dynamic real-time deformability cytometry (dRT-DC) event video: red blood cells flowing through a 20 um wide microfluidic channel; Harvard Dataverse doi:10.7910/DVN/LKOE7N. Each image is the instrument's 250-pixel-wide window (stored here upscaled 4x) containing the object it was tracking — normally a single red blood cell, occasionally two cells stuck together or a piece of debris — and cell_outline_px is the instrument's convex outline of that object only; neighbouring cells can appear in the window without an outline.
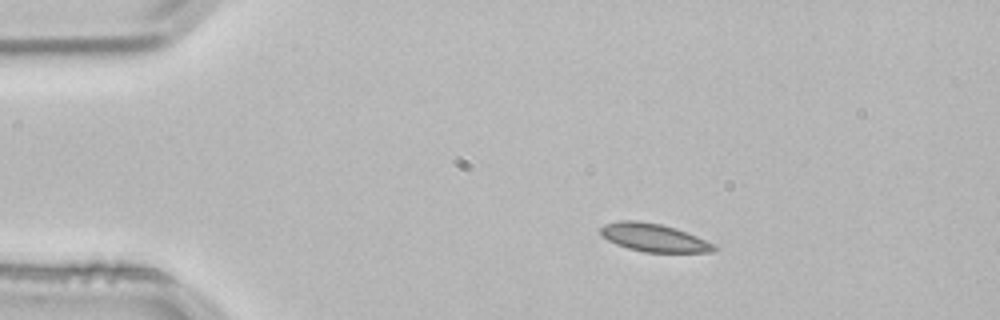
{"species": "common noctule bat (a hibernating species)", "species_latin": "Nyctalus noctula", "temperature_condition": "room temperature", "stored_images_in_passage": 2, "camera_frame_rate_fps": 3000, "um_per_image_px": 0.085, "animal": {"sex": "male", "body_mass_g": 21.5, "forearm_length_mm": 52.0}, "frame": {"image": 1, "passage_image": 1, "time_ms": 0.0, "image_size_px": [1000, 320], "cell_outline_px": [[716, 248], [712, 252], [644, 252], [628, 248], [616, 244], [608, 240], [600, 232], [600, 228], [604, 224], [620, 220], [636, 220], [660, 224], [676, 228], [716, 244]], "centroid_in_image_um": [55.57, 20.19], "position_along_channel_um": 29.4, "area_um2": 18.44}}